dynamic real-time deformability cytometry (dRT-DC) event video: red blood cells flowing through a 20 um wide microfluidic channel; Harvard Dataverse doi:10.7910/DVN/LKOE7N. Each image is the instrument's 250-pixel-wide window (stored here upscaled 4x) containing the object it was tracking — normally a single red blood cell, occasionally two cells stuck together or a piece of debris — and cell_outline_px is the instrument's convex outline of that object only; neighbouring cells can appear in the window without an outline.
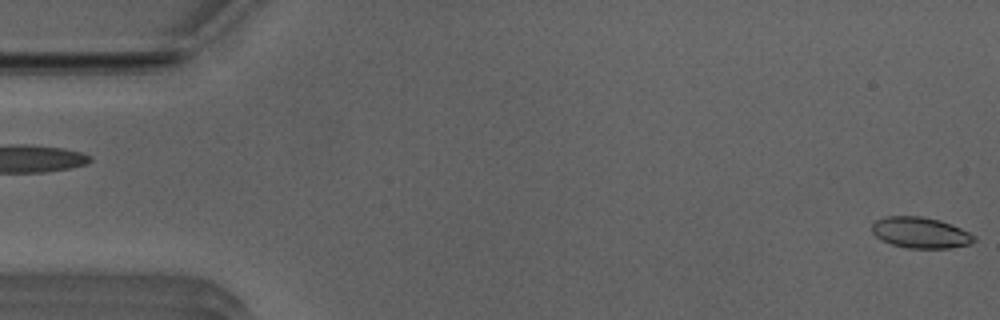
{"species": "Egyptian fruit bat (a non-hibernating species)", "species_latin": "Rousettus aegyptiacus", "temperature_condition": "room temperature", "stored_images_in_passage": 52, "camera_frame_rate_fps": 3000, "um_per_image_px": 0.085, "animal": {"sex": "male"}, "frame": {"image": 1, "passage_image": 1, "time_ms": 0.0, "image_size_px": [1000, 320], "cell_outline_px": [[976, 240], [968, 244], [952, 248], [908, 248], [892, 244], [880, 240], [872, 232], [872, 224], [876, 220], [888, 216], [920, 216], [940, 220], [952, 224], [976, 236]], "centroid_in_image_um": [78.24, 19.77], "position_along_channel_um": 6.8, "area_um2": 18.44}}
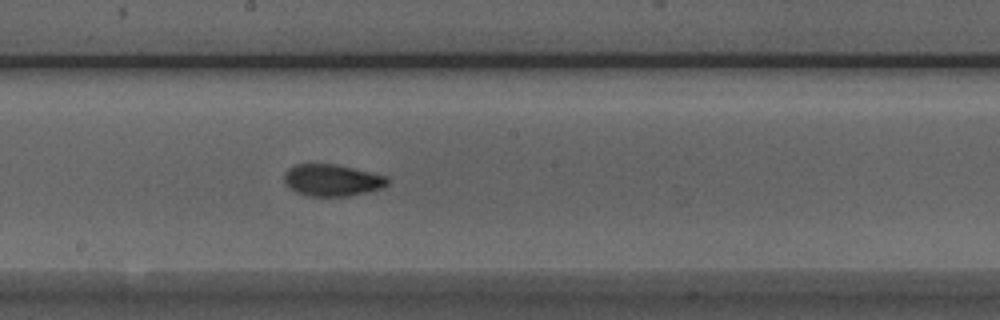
{"frame": {"image": 2, "passage_image": 28, "time_ms": 9.0, "image_size_px": [1000, 320], "cell_outline_px": [[388, 184], [380, 188], [348, 196], [308, 196], [296, 192], [288, 188], [284, 184], [284, 172], [288, 168], [296, 164], [336, 164], [388, 176]], "centroid_in_image_um": [28.18, 15.31], "position_along_channel_um": 220.0, "area_um2": 19.19}}
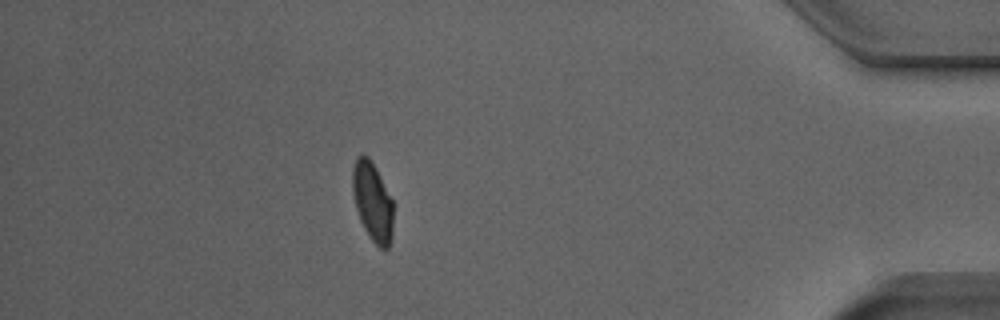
{"frame": {"image": 3, "passage_image": 46, "time_ms": 15.0, "image_size_px": [1000, 320], "cell_outline_px": [[392, 236], [388, 248], [380, 248], [368, 236], [360, 220], [356, 208], [352, 192], [352, 168], [356, 156], [368, 156], [372, 160], [392, 200]], "centroid_in_image_um": [31.64, 17.12], "position_along_channel_um": 403.6, "area_um2": 18.67}, "authors_computed_cell_mechanics": {"area_um2": 18.8139, "velocity_mm_per_s": 3.9098, "shape_relaxation_time_tau1_ms": 5.9319, "shape_relaxation_time_tau2_ms": 1.453, "deformation_change_tau1": 0.1444, "deformation_change_tau2": 0.0627}}